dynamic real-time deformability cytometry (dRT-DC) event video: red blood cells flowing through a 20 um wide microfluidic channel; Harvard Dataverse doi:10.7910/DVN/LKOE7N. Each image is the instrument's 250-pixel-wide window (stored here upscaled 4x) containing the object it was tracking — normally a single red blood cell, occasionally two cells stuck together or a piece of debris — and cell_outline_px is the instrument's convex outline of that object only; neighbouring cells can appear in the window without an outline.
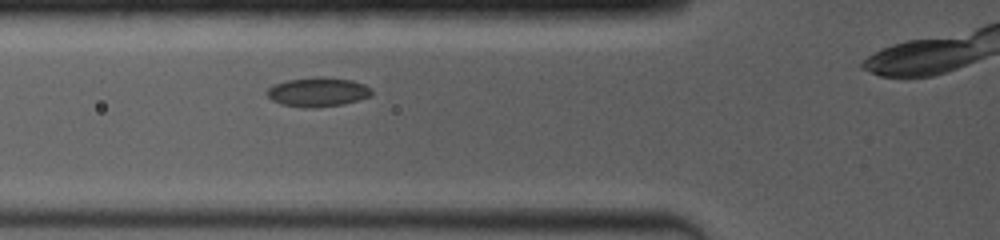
{"species": "common noctule bat (a hibernating species)", "species_latin": "Nyctalus noctula", "temperature_condition": "room temperature", "stored_images_in_passage": 23, "camera_frame_rate_fps": 4000, "um_per_image_px": 0.085, "animal": {"sex": "female", "body_mass_g": 19.0, "forearm_length_mm": 53.3}, "frame": {"image": 1, "passage_image": 4, "time_ms": 1.25, "image_size_px": [1000, 240], "cell_outline_px": [[372, 96], [344, 104], [316, 108], [304, 108], [280, 104], [272, 100], [264, 92], [272, 84], [288, 80], [320, 76], [352, 80], [364, 84], [372, 88]], "centroid_in_image_um": [27.01, 7.83], "position_along_channel_um": 98.8, "area_um2": 18.15}}
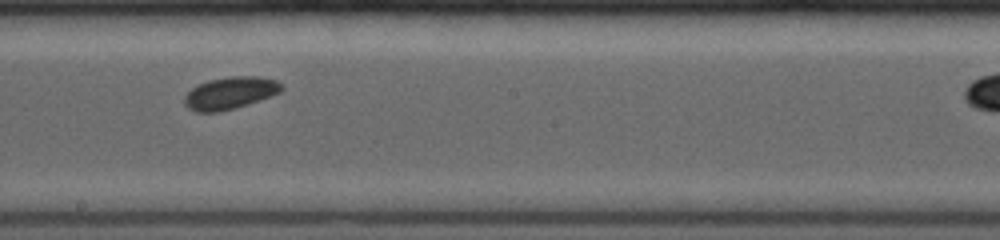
{"frame": {"image": 2, "passage_image": 11, "time_ms": 4.5, "image_size_px": [1000, 240], "cell_outline_px": [[284, 88], [280, 92], [272, 96], [220, 112], [196, 112], [188, 108], [184, 104], [184, 96], [192, 88], [208, 80], [232, 76], [256, 76], [276, 80]], "centroid_in_image_um": [19.55, 7.91], "position_along_channel_um": 228.7, "area_um2": 18.09}}
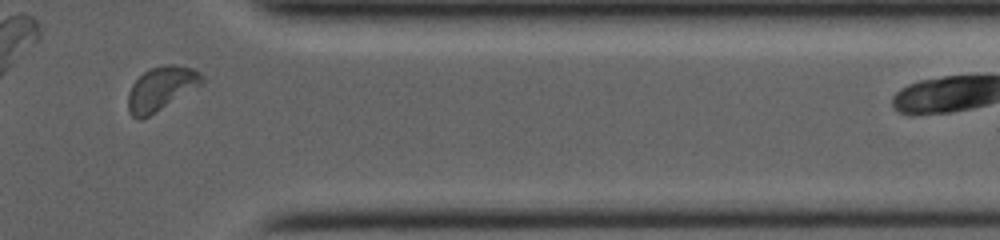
{"frame": {"image": 3, "passage_image": 21, "time_ms": 8.75, "image_size_px": [1000, 240], "cell_outline_px": [[204, 84], [148, 116], [140, 120], [136, 120], [128, 112], [128, 92], [132, 84], [148, 68], [164, 64], [176, 64], [192, 68], [200, 72], [204, 76]], "centroid_in_image_um": [13.71, 7.51], "position_along_channel_um": 397.7, "area_um2": 19.13}}